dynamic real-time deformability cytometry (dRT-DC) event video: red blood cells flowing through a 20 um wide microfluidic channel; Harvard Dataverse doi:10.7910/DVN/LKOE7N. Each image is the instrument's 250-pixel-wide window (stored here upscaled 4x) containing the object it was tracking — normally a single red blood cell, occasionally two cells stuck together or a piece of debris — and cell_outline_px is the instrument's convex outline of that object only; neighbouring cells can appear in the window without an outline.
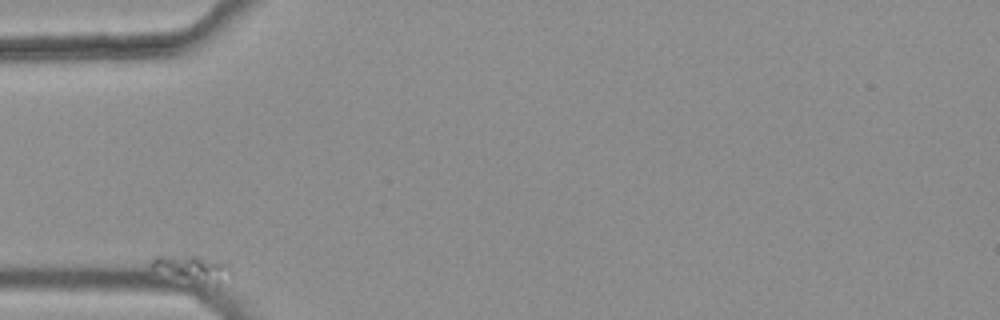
{"species": "common noctule bat (a hibernating species)", "species_latin": "Nyctalus noctula", "temperature_condition": "warm", "stored_images_in_passage": 43, "camera_frame_rate_fps": 3000, "um_per_image_px": 0.085, "animal": {"sex": "female", "body_mass_g": 25.1}, "frame": {"image": 1, "passage_image": 1, "time_ms": 0.0, "image_size_px": [1000, 320], "cell_outline_px": [[232, 280], [216, 288], [192, 284], [152, 268], [152, 260], [156, 256], [192, 256], [216, 260], [228, 264], [232, 272]], "centroid_in_image_um": [16.54, 22.94], "position_along_channel_um": 68.5, "area_um2": 12.95}}